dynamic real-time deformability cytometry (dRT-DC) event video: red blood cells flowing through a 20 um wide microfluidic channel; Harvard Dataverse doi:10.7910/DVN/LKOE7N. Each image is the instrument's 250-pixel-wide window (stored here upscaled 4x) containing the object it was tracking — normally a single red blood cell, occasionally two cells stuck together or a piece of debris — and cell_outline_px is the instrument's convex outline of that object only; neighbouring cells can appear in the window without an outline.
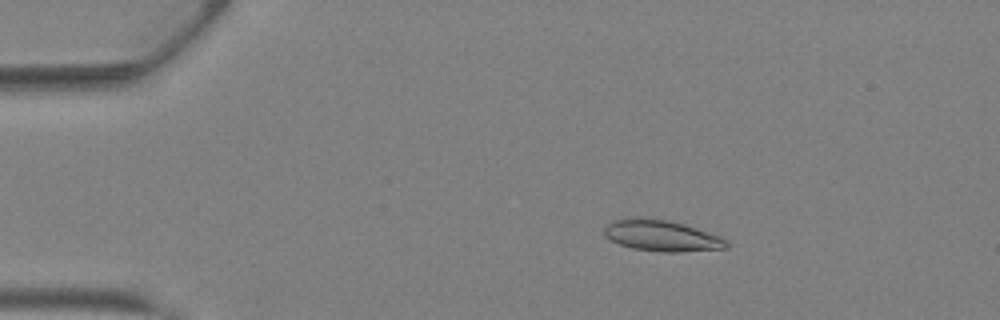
{"species": "Egyptian fruit bat (a non-hibernating species)", "species_latin": "Rousettus aegyptiacus", "temperature_condition": "warm", "stored_images_in_passage": 37, "camera_frame_rate_fps": 3000, "um_per_image_px": 0.085, "animal": {"sex": "female"}, "frame": {"image": 1, "passage_image": 3, "time_ms": 0.667, "image_size_px": [1000, 320], "cell_outline_px": [[728, 248], [676, 252], [660, 252], [632, 248], [620, 244], [604, 236], [604, 228], [612, 220], [624, 216], [640, 216], [668, 220], [684, 224], [720, 236], [728, 240]], "centroid_in_image_um": [56.2, 20.0], "position_along_channel_um": 28.8, "area_um2": 22.54}}
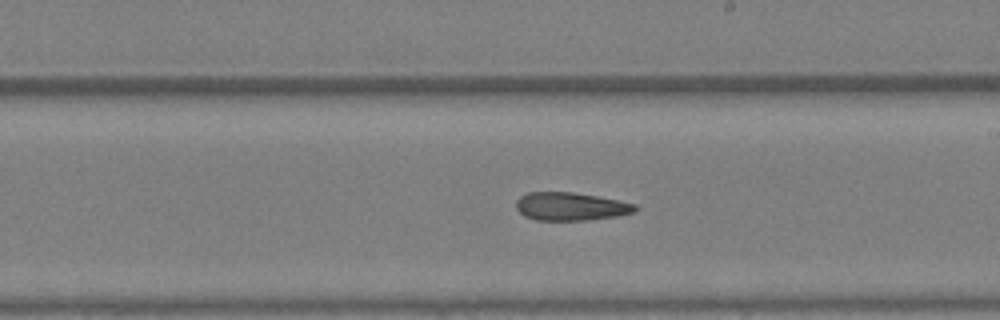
{"frame": {"image": 2, "passage_image": 20, "time_ms": 6.333, "image_size_px": [1000, 320], "cell_outline_px": [[640, 208], [636, 212], [616, 216], [588, 220], [536, 220], [524, 216], [516, 208], [516, 200], [520, 196], [528, 192], [572, 192], [596, 196], [636, 204]], "centroid_in_image_um": [48.51, 17.55], "position_along_channel_um": 240.5, "area_um2": 19.54}}
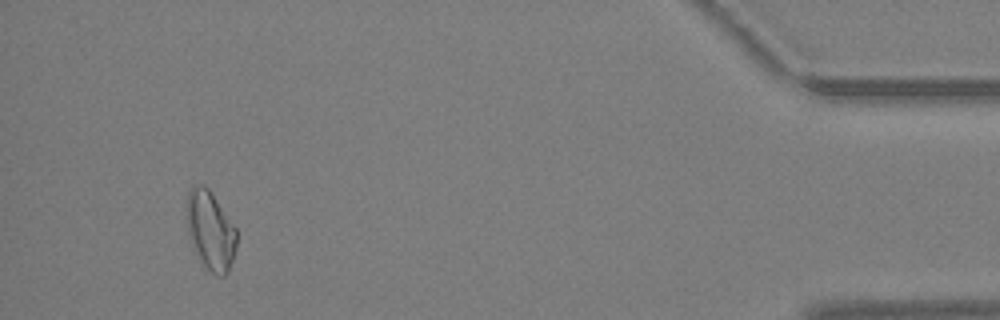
{"frame": {"image": 3, "passage_image": 35, "time_ms": 11.333, "image_size_px": [1000, 320], "cell_outline_px": [[236, 248], [228, 272], [224, 276], [216, 276], [204, 264], [192, 248], [188, 236], [184, 216], [184, 208], [188, 188], [192, 184], [204, 184], [208, 188], [236, 228]], "centroid_in_image_um": [17.81, 19.53], "position_along_channel_um": 417.4, "area_um2": 23.52}, "authors_computed_cell_mechanics": {"area_um2": 20.7502, "velocity_mm_per_s": 4.9053, "shape_relaxation_time_tau1_ms": null, "shape_relaxation_time_tau2_ms": 10.053, "deformation_change_tau1": null, "deformation_change_tau2": 0.2429}}